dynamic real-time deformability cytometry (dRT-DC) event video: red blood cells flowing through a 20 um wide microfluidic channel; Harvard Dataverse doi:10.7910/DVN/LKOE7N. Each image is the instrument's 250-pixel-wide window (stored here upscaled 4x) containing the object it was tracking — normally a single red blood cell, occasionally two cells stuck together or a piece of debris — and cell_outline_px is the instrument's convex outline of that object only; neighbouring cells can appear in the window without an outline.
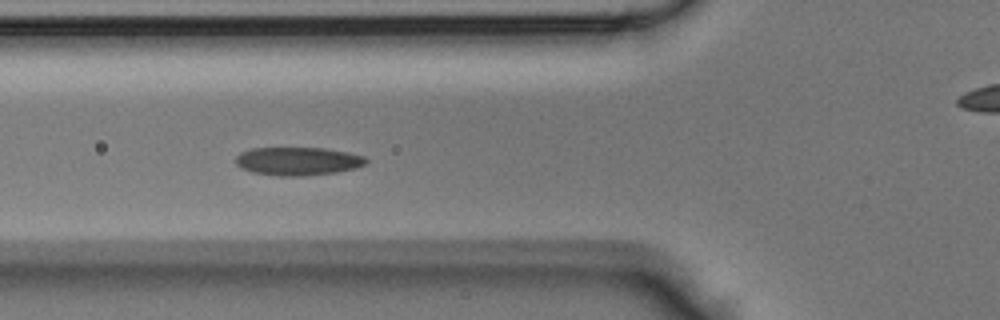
{"species": "Egyptian fruit bat (a non-hibernating species)", "species_latin": "Rousettus aegyptiacus", "temperature_condition": "room temperature", "stored_images_in_passage": 44, "camera_frame_rate_fps": 3000, "um_per_image_px": 0.085, "animal": {"sex": "male"}, "frame": {"image": 1, "passage_image": 15, "time_ms": 4.667, "image_size_px": [1000, 320], "cell_outline_px": [[368, 160], [364, 164], [356, 168], [336, 172], [300, 176], [276, 176], [252, 172], [240, 168], [236, 164], [236, 156], [240, 152], [252, 148], [324, 148], [348, 152], [364, 156]], "centroid_in_image_um": [25.29, 13.7], "position_along_channel_um": 100.5, "area_um2": 21.5}}
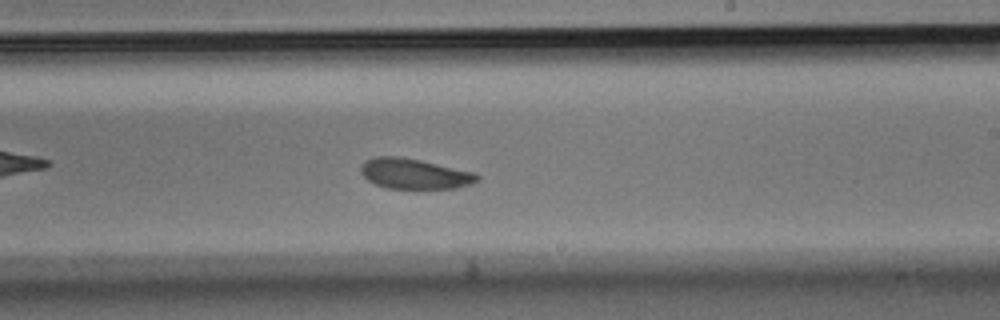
{"frame": {"image": 2, "passage_image": 25, "time_ms": 8.0, "image_size_px": [1000, 320], "cell_outline_px": [[480, 180], [472, 184], [456, 188], [388, 188], [376, 184], [368, 180], [360, 172], [360, 168], [364, 160], [376, 156], [400, 156], [420, 160], [472, 172], [480, 176]], "centroid_in_image_um": [35.21, 14.76], "position_along_channel_um": 253.8, "area_um2": 20.46}}
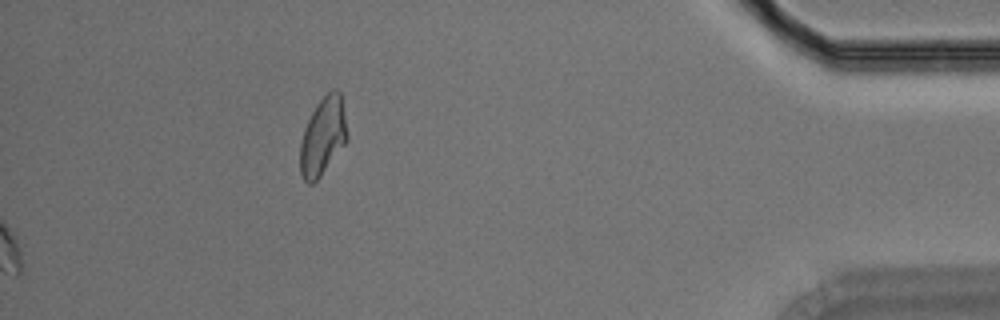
{"frame": {"image": 3, "passage_image": 44, "time_ms": 14.333, "image_size_px": [1000, 320], "cell_outline_px": [[348, 140], [320, 176], [312, 184], [308, 184], [304, 180], [300, 172], [300, 140], [304, 128], [316, 104], [332, 88], [336, 88], [340, 92], [348, 132]], "centroid_in_image_um": [27.44, 11.58], "position_along_channel_um": 407.8, "area_um2": 21.39}}